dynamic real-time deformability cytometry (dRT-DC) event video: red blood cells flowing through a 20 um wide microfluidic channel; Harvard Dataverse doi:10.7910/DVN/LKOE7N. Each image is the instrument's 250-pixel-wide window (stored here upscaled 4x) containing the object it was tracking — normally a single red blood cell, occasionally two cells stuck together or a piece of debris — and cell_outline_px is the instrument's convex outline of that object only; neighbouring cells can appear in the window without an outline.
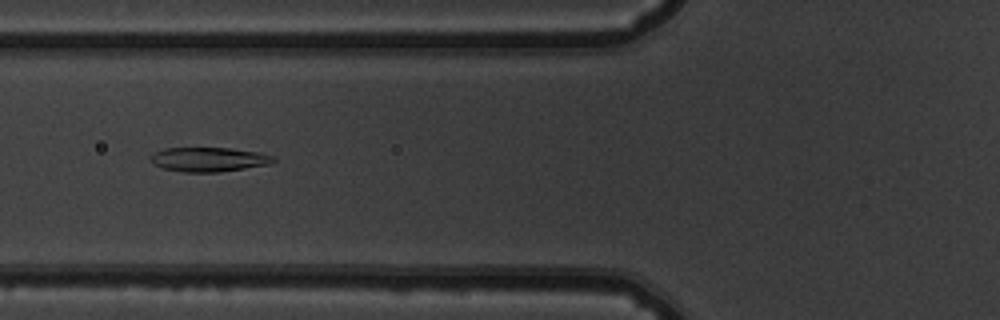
{"species": "common noctule bat (a hibernating species)", "species_latin": "Nyctalus noctula", "temperature_condition": "warm", "stored_images_in_passage": 54, "camera_frame_rate_fps": 3000, "um_per_image_px": 0.085, "animal": {"sex": "male", "body_mass_g": 19.5, "forearm_length_mm": 54.6}, "frame": {"image": 1, "passage_image": 21, "time_ms": 6.667, "image_size_px": [1000, 320], "cell_outline_px": [[276, 160], [272, 164], [220, 172], [184, 172], [164, 168], [152, 164], [152, 156], [156, 152], [164, 148], [232, 148], [260, 152], [272, 156]], "centroid_in_image_um": [17.8, 13.55], "position_along_channel_um": 108.0, "area_um2": 17.4}}
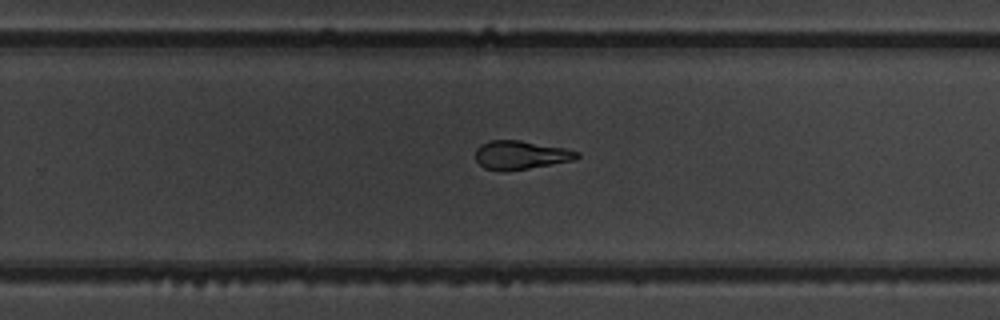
{"frame": {"image": 2, "passage_image": 35, "time_ms": 11.333, "image_size_px": [1000, 320], "cell_outline_px": [[580, 156], [576, 160], [504, 172], [484, 168], [476, 160], [476, 148], [480, 144], [488, 140], [520, 140], [564, 148], [580, 152]], "centroid_in_image_um": [44.25, 13.17], "position_along_channel_um": 285.6, "area_um2": 17.05}}
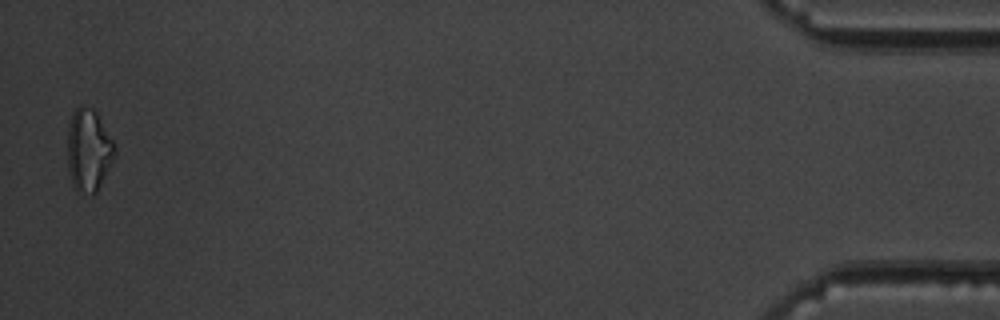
{"frame": {"image": 3, "passage_image": 53, "time_ms": 17.333, "image_size_px": [1000, 320], "cell_outline_px": [[116, 152], [96, 192], [92, 196], [76, 192], [72, 184], [68, 168], [68, 124], [72, 112], [80, 104], [92, 108], [96, 112], [116, 144]], "centroid_in_image_um": [7.52, 12.75], "position_along_channel_um": 427.7, "area_um2": 22.89}, "authors_computed_cell_mechanics": {"area_um2": 18.2648, "velocity_mm_per_s": 3.8084, "shape_relaxation_time_tau1_ms": 6.1882, "shape_relaxation_time_tau2_ms": 2.2606, "deformation_change_tau1": 0.184, "deformation_change_tau2": 0.0901}}